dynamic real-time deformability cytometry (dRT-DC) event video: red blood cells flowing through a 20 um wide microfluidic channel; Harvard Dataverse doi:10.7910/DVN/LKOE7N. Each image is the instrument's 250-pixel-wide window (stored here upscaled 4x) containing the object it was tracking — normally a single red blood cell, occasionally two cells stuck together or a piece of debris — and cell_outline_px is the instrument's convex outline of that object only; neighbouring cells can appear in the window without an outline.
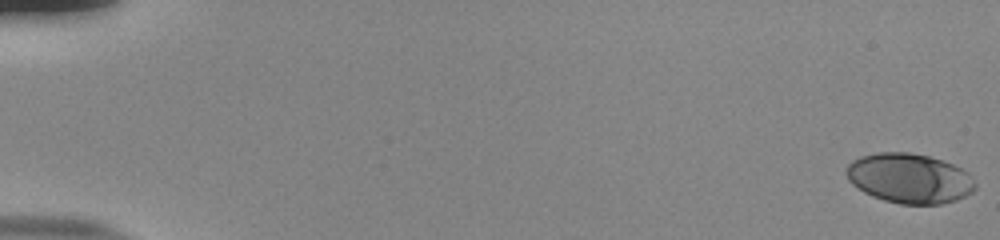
{"species": "human", "species_latin": "Homo sapiens", "temperature_condition": "room temperature", "stored_images_in_passage": 19, "camera_frame_rate_fps": 3000, "um_per_image_px": 0.085, "donor": {"sex": "male"}, "frame": {"image": 1, "passage_image": 1, "time_ms": 0.0, "image_size_px": [1000, 240], "cell_outline_px": [[976, 188], [972, 192], [956, 200], [940, 204], [900, 204], [884, 200], [872, 196], [864, 192], [852, 184], [848, 180], [844, 172], [848, 164], [852, 160], [860, 156], [876, 152], [908, 152], [928, 156], [952, 164], [968, 172], [976, 184]], "centroid_in_image_um": [77.27, 15.15], "position_along_channel_um": 7.7, "area_um2": 37.51}}
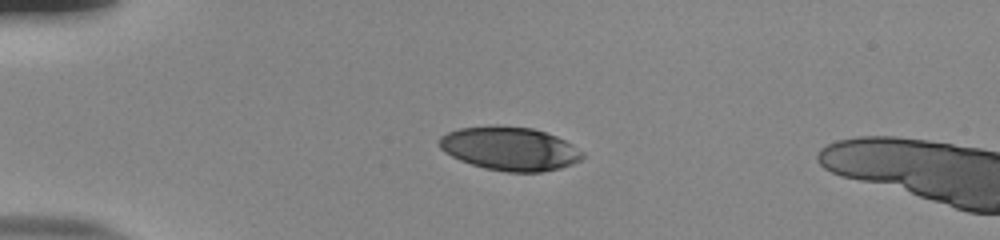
{"frame": {"image": 2, "passage_image": 15, "time_ms": 4.667, "image_size_px": [1000, 240], "cell_outline_px": [[584, 156], [580, 160], [572, 164], [560, 168], [540, 172], [508, 172], [484, 168], [460, 160], [444, 152], [436, 144], [436, 140], [440, 136], [448, 132], [460, 128], [496, 124], [532, 128], [556, 136], [572, 144], [584, 152]], "centroid_in_image_um": [43.3, 12.62], "position_along_channel_um": 41.7, "area_um2": 36.7}}